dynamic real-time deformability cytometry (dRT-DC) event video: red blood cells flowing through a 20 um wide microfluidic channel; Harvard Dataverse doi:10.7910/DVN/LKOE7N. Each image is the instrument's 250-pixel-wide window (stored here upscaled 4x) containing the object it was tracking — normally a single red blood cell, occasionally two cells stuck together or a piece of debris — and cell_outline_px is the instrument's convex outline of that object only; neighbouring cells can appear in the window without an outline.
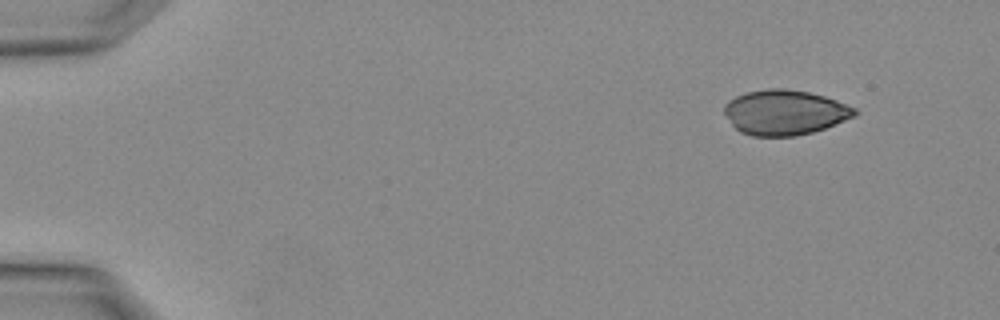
{"species": "Egyptian fruit bat (a non-hibernating species)", "species_latin": "Rousettus aegyptiacus", "temperature_condition": "warm", "stored_images_in_passage": 2, "camera_frame_rate_fps": 3000, "um_per_image_px": 0.085, "animal": {"sex": "female"}, "frame": {"image": 1, "passage_image": 1, "time_ms": 0.0, "image_size_px": [1000, 320], "cell_outline_px": [[860, 112], [856, 116], [824, 128], [812, 132], [796, 136], [752, 136], [740, 132], [732, 124], [724, 112], [724, 104], [728, 100], [736, 96], [748, 92], [768, 88], [784, 88], [808, 92], [824, 96], [836, 100], [856, 108]], "centroid_in_image_um": [66.71, 9.55], "position_along_channel_um": 18.3, "area_um2": 34.22}}